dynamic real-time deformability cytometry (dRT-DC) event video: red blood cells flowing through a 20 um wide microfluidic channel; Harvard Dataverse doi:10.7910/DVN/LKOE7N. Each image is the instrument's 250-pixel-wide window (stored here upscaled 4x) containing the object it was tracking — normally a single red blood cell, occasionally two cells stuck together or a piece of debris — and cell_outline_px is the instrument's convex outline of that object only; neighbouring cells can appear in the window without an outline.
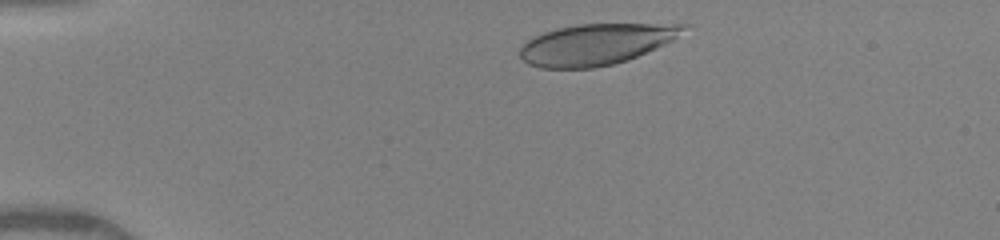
{"species": "human", "species_latin": "Homo sapiens", "temperature_condition": "warm", "stored_images_in_passage": 42, "camera_frame_rate_fps": 3000, "um_per_image_px": 0.085, "donor": {"sex": "female"}, "frame": {"image": 1, "passage_image": 3, "time_ms": 0.667, "image_size_px": [1000, 240], "cell_outline_px": [[688, 24], [672, 40], [664, 44], [628, 60], [612, 64], [592, 68], [540, 68], [528, 64], [520, 56], [520, 48], [532, 36], [556, 28], [580, 24]], "centroid_in_image_um": [50.59, 3.77], "position_along_channel_um": 34.4, "area_um2": 38.67}}
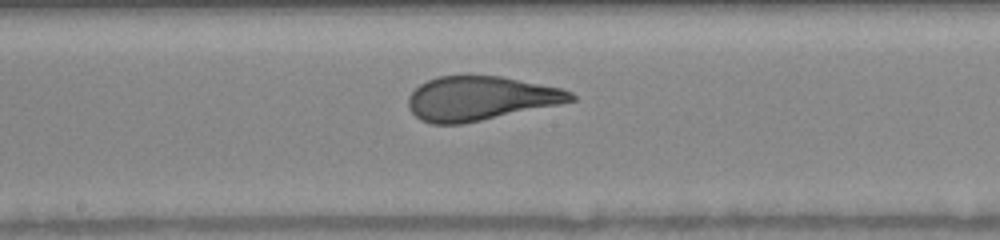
{"frame": {"image": 2, "passage_image": 20, "time_ms": 6.333, "image_size_px": [1000, 240], "cell_outline_px": [[576, 100], [560, 104], [460, 124], [432, 124], [420, 120], [408, 108], [408, 96], [420, 84], [436, 76], [500, 76], [560, 88], [572, 92], [576, 96]], "centroid_in_image_um": [40.8, 8.36], "position_along_channel_um": 207.4, "area_um2": 41.44}}
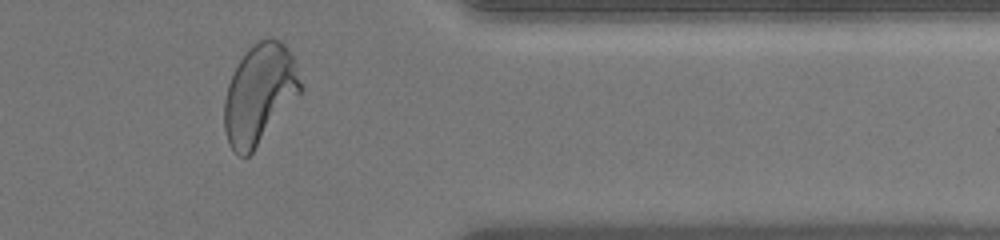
{"frame": {"image": 3, "passage_image": 34, "time_ms": 11.0, "image_size_px": [1000, 240], "cell_outline_px": [[304, 92], [252, 152], [248, 156], [240, 156], [228, 144], [224, 128], [224, 100], [228, 84], [240, 60], [248, 48], [252, 44], [268, 36], [272, 36], [280, 40], [284, 44], [292, 56]], "centroid_in_image_um": [22.08, 7.99], "position_along_channel_um": 389.3, "area_um2": 44.51}, "authors_computed_cell_mechanics": {"area_um2": 42.6853, "velocity_mm_per_s": 4.1049, "shape_relaxation_time_tau1_ms": 4.6342, "shape_relaxation_time_tau2_ms": null, "deformation_change_tau1": 0.2249, "deformation_change_tau2": null}}